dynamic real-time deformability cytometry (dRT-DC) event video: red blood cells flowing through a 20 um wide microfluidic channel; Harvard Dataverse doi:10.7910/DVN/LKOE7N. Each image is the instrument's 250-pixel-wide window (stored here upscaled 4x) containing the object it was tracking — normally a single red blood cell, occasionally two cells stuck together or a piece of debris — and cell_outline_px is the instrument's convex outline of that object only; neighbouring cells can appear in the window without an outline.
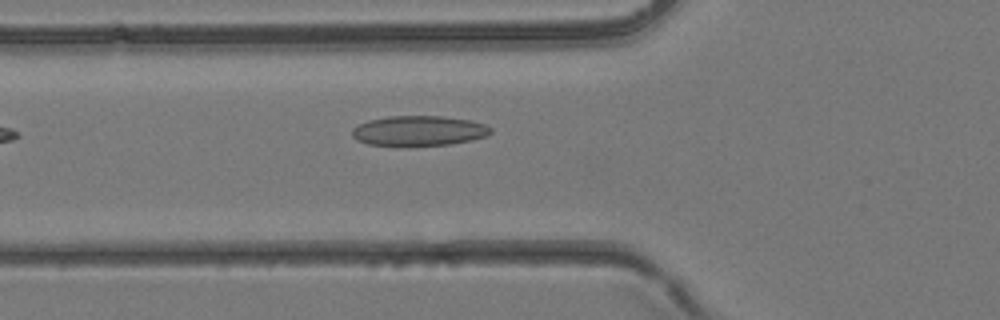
{"species": "common noctule bat (a hibernating species)", "species_latin": "Nyctalus noctula", "temperature_condition": "room temperature", "stored_images_in_passage": 4, "camera_frame_rate_fps": 3000, "um_per_image_px": 0.085, "animal": {"sex": "female", "body_mass_g": 24.6, "forearm_length_mm": 56.2}, "frame": {"image": 1, "passage_image": 4, "time_ms": 1.0, "image_size_px": [1000, 320], "cell_outline_px": [[492, 132], [488, 136], [472, 140], [448, 144], [400, 148], [396, 148], [368, 144], [356, 140], [352, 136], [352, 128], [368, 120], [388, 116], [440, 116], [472, 120], [484, 124], [492, 128]], "centroid_in_image_um": [35.57, 11.15], "position_along_channel_um": 90.2, "area_um2": 25.09}}